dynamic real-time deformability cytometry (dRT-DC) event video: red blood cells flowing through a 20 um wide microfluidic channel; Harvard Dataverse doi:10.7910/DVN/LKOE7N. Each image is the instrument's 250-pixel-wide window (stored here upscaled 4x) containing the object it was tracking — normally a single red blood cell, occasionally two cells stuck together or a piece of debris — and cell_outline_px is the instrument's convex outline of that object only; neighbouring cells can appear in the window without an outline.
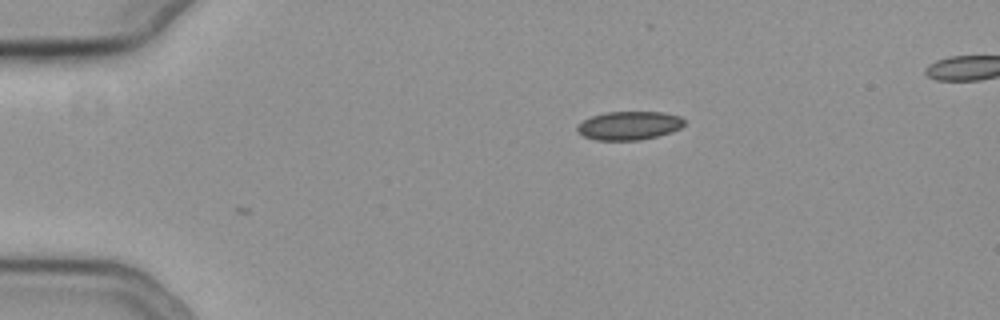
{"species": "common noctule bat (a hibernating species)", "species_latin": "Nyctalus noctula", "temperature_condition": "cold", "stored_images_in_passage": 2, "camera_frame_rate_fps": 3000, "um_per_image_px": 0.085, "animal": {"sex": "female", "body_mass_g": 19.3, "forearm_length_mm": 54.1}, "frame": {"image": 1, "passage_image": 2, "time_ms": 0.333, "image_size_px": [1000, 320], "cell_outline_px": [[684, 124], [680, 128], [672, 132], [640, 140], [596, 140], [584, 136], [576, 128], [584, 120], [592, 116], [604, 112], [664, 112], [680, 116], [684, 120]], "centroid_in_image_um": [53.5, 10.67], "position_along_channel_um": 31.5, "area_um2": 17.69}}